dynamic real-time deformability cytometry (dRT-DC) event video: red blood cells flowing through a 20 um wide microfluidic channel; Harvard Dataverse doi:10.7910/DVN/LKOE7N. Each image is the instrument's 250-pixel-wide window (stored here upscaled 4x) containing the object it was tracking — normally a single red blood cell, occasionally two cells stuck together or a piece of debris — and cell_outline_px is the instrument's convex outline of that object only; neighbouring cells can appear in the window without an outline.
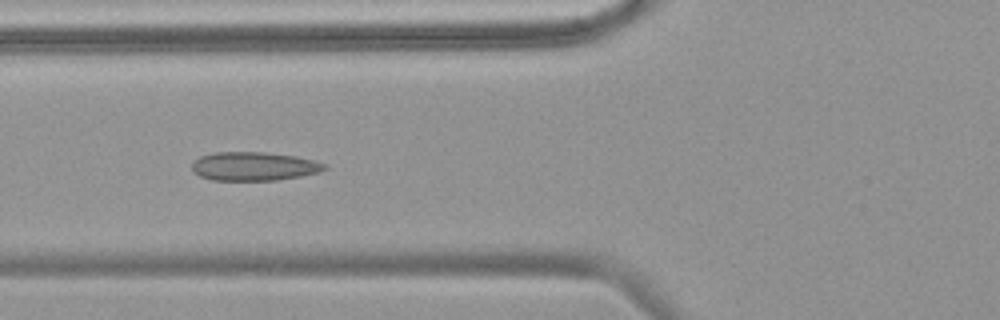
{"species": "common noctule bat (a hibernating species)", "species_latin": "Nyctalus noctula", "temperature_condition": "warm", "stored_images_in_passage": 57, "camera_frame_rate_fps": 3000, "um_per_image_px": 0.085, "animal": {"sex": "female", "body_mass_g": 18.4}, "frame": {"image": 1, "passage_image": 23, "time_ms": 7.333, "image_size_px": [1000, 320], "cell_outline_px": [[328, 168], [320, 172], [300, 176], [276, 180], [212, 180], [200, 176], [192, 172], [192, 164], [200, 156], [212, 152], [264, 152], [296, 156], [312, 160], [324, 164]], "centroid_in_image_um": [21.56, 14.13], "position_along_channel_um": 104.2, "area_um2": 22.14}}
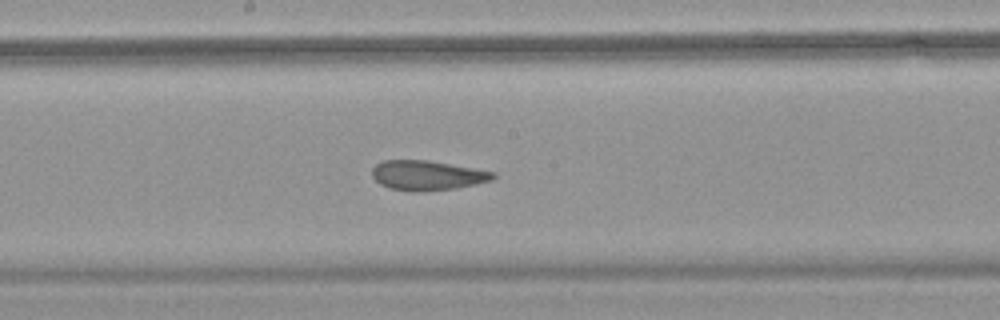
{"frame": {"image": 2, "passage_image": 32, "time_ms": 10.333, "image_size_px": [1000, 320], "cell_outline_px": [[496, 176], [492, 180], [476, 184], [456, 188], [420, 192], [412, 192], [392, 188], [380, 184], [372, 176], [372, 168], [376, 164], [384, 160], [428, 160], [496, 172]], "centroid_in_image_um": [36.32, 14.91], "position_along_channel_um": 211.9, "area_um2": 20.98}}
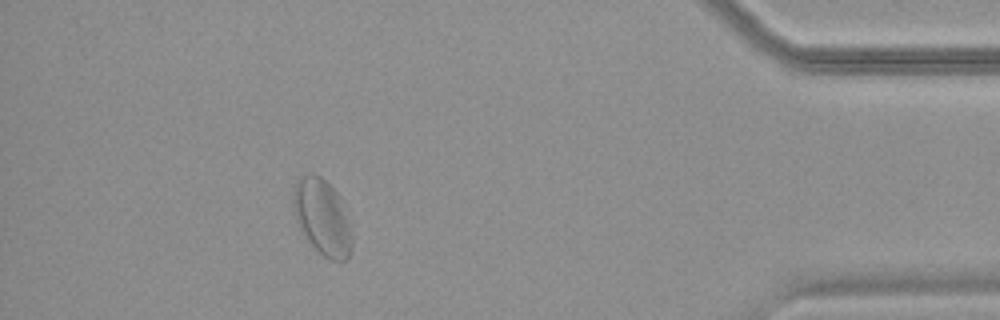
{"frame": {"image": 3, "passage_image": 52, "time_ms": 17.0, "image_size_px": [1000, 320], "cell_outline_px": [[352, 248], [348, 256], [344, 260], [332, 260], [324, 256], [300, 232], [296, 220], [292, 204], [292, 192], [296, 180], [300, 176], [320, 176], [340, 196], [352, 236]], "centroid_in_image_um": [27.36, 18.46], "position_along_channel_um": 407.8, "area_um2": 25.61}, "authors_computed_cell_mechanics": {"area_um2": 23.1778, "velocity_mm_per_s": 3.6018, "shape_relaxation_time_tau1_ms": null, "shape_relaxation_time_tau2_ms": 1.5146, "deformation_change_tau1": null, "deformation_change_tau2": 0.0676}}